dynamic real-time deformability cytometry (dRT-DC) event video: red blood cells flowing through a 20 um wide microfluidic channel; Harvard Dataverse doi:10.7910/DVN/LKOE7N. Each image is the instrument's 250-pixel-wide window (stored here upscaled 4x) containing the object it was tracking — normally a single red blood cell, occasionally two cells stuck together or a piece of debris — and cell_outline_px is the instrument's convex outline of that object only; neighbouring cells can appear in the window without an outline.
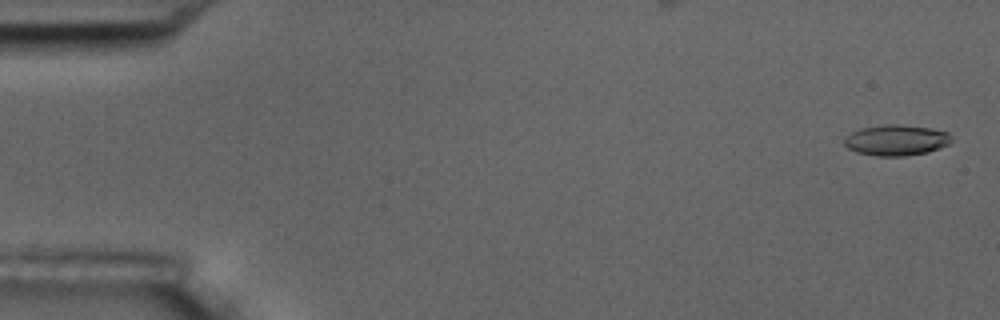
{"species": "common noctule bat (a hibernating species)", "species_latin": "Nyctalus noctula", "temperature_condition": "room temperature", "stored_images_in_passage": 5, "camera_frame_rate_fps": 3000, "um_per_image_px": 0.085, "animal": {"sex": "male", "body_mass_g": 17.5, "forearm_length_mm": 52.3}, "frame": {"image": 1, "passage_image": 1, "time_ms": 0.0, "image_size_px": [1000, 320], "cell_outline_px": [[952, 140], [948, 144], [940, 148], [928, 152], [904, 156], [876, 156], [856, 152], [848, 148], [844, 144], [844, 136], [860, 128], [888, 124], [900, 124], [928, 128], [948, 132], [952, 136]], "centroid_in_image_um": [76.17, 11.91], "position_along_channel_um": 8.8, "area_um2": 19.31}}